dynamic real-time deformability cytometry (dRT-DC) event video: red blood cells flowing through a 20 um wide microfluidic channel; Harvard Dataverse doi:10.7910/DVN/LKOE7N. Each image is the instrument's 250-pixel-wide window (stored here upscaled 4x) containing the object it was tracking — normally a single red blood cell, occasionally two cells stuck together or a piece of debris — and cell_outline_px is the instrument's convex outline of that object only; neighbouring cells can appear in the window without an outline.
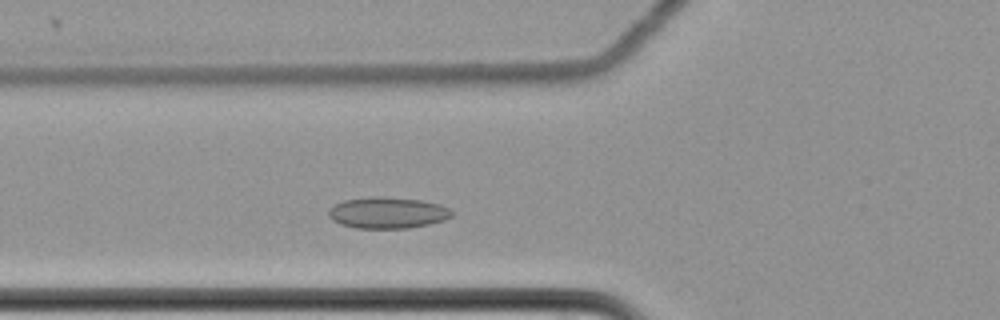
{"species": "common noctule bat (a hibernating species)", "species_latin": "Nyctalus noctula", "temperature_condition": "cold", "stored_images_in_passage": 42, "camera_frame_rate_fps": 3000, "um_per_image_px": 0.085, "animal": {"sex": "female", "body_mass_g": 22.7, "forearm_length_mm": 54.2}, "frame": {"image": 1, "passage_image": 12, "time_ms": 3.667, "image_size_px": [1000, 320], "cell_outline_px": [[452, 216], [444, 220], [428, 224], [408, 228], [356, 228], [340, 224], [332, 220], [328, 216], [328, 208], [344, 200], [376, 196], [420, 200], [440, 204], [452, 208]], "centroid_in_image_um": [32.94, 18.08], "position_along_channel_um": 92.9, "area_um2": 22.48}}
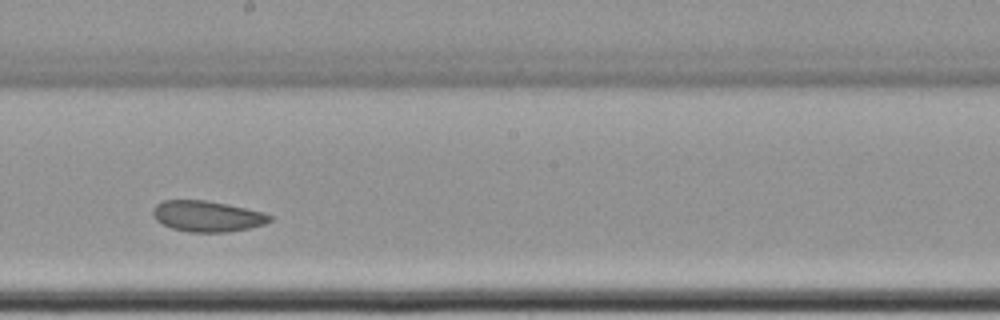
{"frame": {"image": 2, "passage_image": 24, "time_ms": 7.667, "image_size_px": [1000, 320], "cell_outline_px": [[272, 220], [264, 224], [248, 228], [228, 232], [188, 232], [172, 228], [156, 220], [152, 212], [152, 208], [156, 204], [164, 200], [208, 200], [228, 204], [260, 212], [272, 216]], "centroid_in_image_um": [17.58, 18.37], "position_along_channel_um": 230.6, "area_um2": 20.92}}
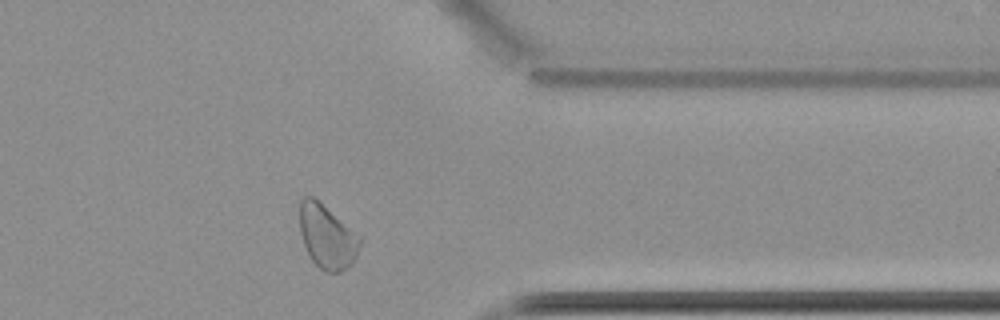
{"frame": {"image": 3, "passage_image": 38, "time_ms": 12.333, "image_size_px": [1000, 320], "cell_outline_px": [[364, 240], [352, 264], [340, 272], [324, 272], [308, 256], [300, 232], [300, 200], [304, 196], [312, 196], [364, 236]], "centroid_in_image_um": [27.86, 20.12], "position_along_channel_um": 383.5, "area_um2": 22.95}, "authors_computed_cell_mechanics": {"area_um2": 21.7906, "velocity_mm_per_s": 3.4492, "shape_relaxation_time_tau1_ms": null, "shape_relaxation_time_tau2_ms": 3.0259, "deformation_change_tau1": null, "deformation_change_tau2": 0.0598}}